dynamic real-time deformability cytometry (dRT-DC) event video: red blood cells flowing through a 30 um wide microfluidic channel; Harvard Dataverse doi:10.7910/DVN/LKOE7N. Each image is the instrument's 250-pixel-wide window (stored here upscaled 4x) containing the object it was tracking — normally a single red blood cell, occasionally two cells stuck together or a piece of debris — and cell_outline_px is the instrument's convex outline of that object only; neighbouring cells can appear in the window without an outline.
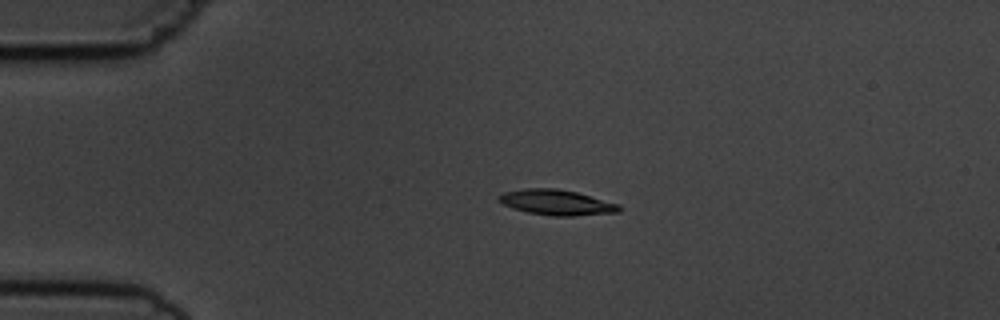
{"species": "common noctule bat (a hibernating species)", "species_latin": "Nyctalus noctula", "temperature_condition": "cold", "stored_images_in_passage": 4, "camera_frame_rate_fps": 3000, "um_per_image_px": 0.085, "animal": {"sex": "male", "body_mass_g": 19.5, "forearm_length_mm": 54.6}, "frame": {"image": 1, "passage_image": 3, "time_ms": 3.0, "image_size_px": [1000, 320], "cell_outline_px": [[620, 212], [572, 216], [552, 216], [528, 212], [512, 208], [504, 204], [496, 196], [504, 192], [524, 188], [556, 188], [576, 192], [620, 204]], "centroid_in_image_um": [47.31, 17.2], "position_along_channel_um": 37.7, "area_um2": 17.74}}